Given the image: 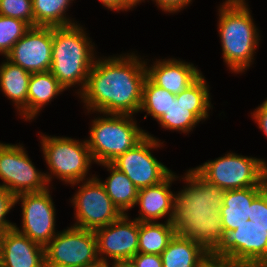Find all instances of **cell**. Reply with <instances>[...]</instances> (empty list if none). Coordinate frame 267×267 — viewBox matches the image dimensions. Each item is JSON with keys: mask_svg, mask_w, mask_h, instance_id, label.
I'll list each match as a JSON object with an SVG mask.
<instances>
[{"mask_svg": "<svg viewBox=\"0 0 267 267\" xmlns=\"http://www.w3.org/2000/svg\"><path fill=\"white\" fill-rule=\"evenodd\" d=\"M142 59L133 52L96 58L85 88L78 95L87 113L132 116L139 113L147 77Z\"/></svg>", "mask_w": 267, "mask_h": 267, "instance_id": "1", "label": "cell"}, {"mask_svg": "<svg viewBox=\"0 0 267 267\" xmlns=\"http://www.w3.org/2000/svg\"><path fill=\"white\" fill-rule=\"evenodd\" d=\"M186 184L174 198L171 224L175 233L211 253L223 237L220 209L225 191L207 182L193 168L181 177Z\"/></svg>", "mask_w": 267, "mask_h": 267, "instance_id": "2", "label": "cell"}, {"mask_svg": "<svg viewBox=\"0 0 267 267\" xmlns=\"http://www.w3.org/2000/svg\"><path fill=\"white\" fill-rule=\"evenodd\" d=\"M211 254L242 267H267V186L243 209L241 224L225 231Z\"/></svg>", "mask_w": 267, "mask_h": 267, "instance_id": "3", "label": "cell"}, {"mask_svg": "<svg viewBox=\"0 0 267 267\" xmlns=\"http://www.w3.org/2000/svg\"><path fill=\"white\" fill-rule=\"evenodd\" d=\"M219 7L218 32L222 55L232 73H243L254 62L259 30L245 0H225Z\"/></svg>", "mask_w": 267, "mask_h": 267, "instance_id": "4", "label": "cell"}, {"mask_svg": "<svg viewBox=\"0 0 267 267\" xmlns=\"http://www.w3.org/2000/svg\"><path fill=\"white\" fill-rule=\"evenodd\" d=\"M80 24L53 27L52 65L50 72L66 89L80 86L84 90L88 74L94 65L95 47Z\"/></svg>", "mask_w": 267, "mask_h": 267, "instance_id": "5", "label": "cell"}, {"mask_svg": "<svg viewBox=\"0 0 267 267\" xmlns=\"http://www.w3.org/2000/svg\"><path fill=\"white\" fill-rule=\"evenodd\" d=\"M102 114L91 121L86 139L93 161L99 165L111 163L147 135L132 115Z\"/></svg>", "mask_w": 267, "mask_h": 267, "instance_id": "6", "label": "cell"}, {"mask_svg": "<svg viewBox=\"0 0 267 267\" xmlns=\"http://www.w3.org/2000/svg\"><path fill=\"white\" fill-rule=\"evenodd\" d=\"M40 143L43 158L50 170V173H45L48 184H51L54 177L70 185L95 177V174L88 177L91 164L95 162L86 140L41 133Z\"/></svg>", "mask_w": 267, "mask_h": 267, "instance_id": "7", "label": "cell"}, {"mask_svg": "<svg viewBox=\"0 0 267 267\" xmlns=\"http://www.w3.org/2000/svg\"><path fill=\"white\" fill-rule=\"evenodd\" d=\"M207 182L224 191L267 186V161L228 152L193 168Z\"/></svg>", "mask_w": 267, "mask_h": 267, "instance_id": "8", "label": "cell"}, {"mask_svg": "<svg viewBox=\"0 0 267 267\" xmlns=\"http://www.w3.org/2000/svg\"><path fill=\"white\" fill-rule=\"evenodd\" d=\"M100 262L92 230L67 227L45 246V267H90Z\"/></svg>", "mask_w": 267, "mask_h": 267, "instance_id": "9", "label": "cell"}, {"mask_svg": "<svg viewBox=\"0 0 267 267\" xmlns=\"http://www.w3.org/2000/svg\"><path fill=\"white\" fill-rule=\"evenodd\" d=\"M209 85L201 74L190 86L176 95L175 101L171 102L157 123L165 130L190 133L200 121L209 118L211 104Z\"/></svg>", "mask_w": 267, "mask_h": 267, "instance_id": "10", "label": "cell"}, {"mask_svg": "<svg viewBox=\"0 0 267 267\" xmlns=\"http://www.w3.org/2000/svg\"><path fill=\"white\" fill-rule=\"evenodd\" d=\"M79 185L72 199L74 206L75 223L72 226L95 231L118 220L123 214L111 201L104 186L95 177L73 183Z\"/></svg>", "mask_w": 267, "mask_h": 267, "instance_id": "11", "label": "cell"}, {"mask_svg": "<svg viewBox=\"0 0 267 267\" xmlns=\"http://www.w3.org/2000/svg\"><path fill=\"white\" fill-rule=\"evenodd\" d=\"M22 145L0 142V180L3 181L0 186L14 196L42 192L50 187L45 173L36 169Z\"/></svg>", "mask_w": 267, "mask_h": 267, "instance_id": "12", "label": "cell"}, {"mask_svg": "<svg viewBox=\"0 0 267 267\" xmlns=\"http://www.w3.org/2000/svg\"><path fill=\"white\" fill-rule=\"evenodd\" d=\"M162 144L147 132L138 144L118 156L111 164L125 173L138 189L157 185L173 172L152 154V149L157 150Z\"/></svg>", "mask_w": 267, "mask_h": 267, "instance_id": "13", "label": "cell"}, {"mask_svg": "<svg viewBox=\"0 0 267 267\" xmlns=\"http://www.w3.org/2000/svg\"><path fill=\"white\" fill-rule=\"evenodd\" d=\"M20 202L22 227L19 229L15 224L14 228L45 247L58 233L55 230L56 209L50 188L42 192L18 194L15 196V205Z\"/></svg>", "mask_w": 267, "mask_h": 267, "instance_id": "14", "label": "cell"}, {"mask_svg": "<svg viewBox=\"0 0 267 267\" xmlns=\"http://www.w3.org/2000/svg\"><path fill=\"white\" fill-rule=\"evenodd\" d=\"M123 214L118 220L95 230L101 262L127 263L138 253L139 221ZM108 257V258H107Z\"/></svg>", "mask_w": 267, "mask_h": 267, "instance_id": "15", "label": "cell"}, {"mask_svg": "<svg viewBox=\"0 0 267 267\" xmlns=\"http://www.w3.org/2000/svg\"><path fill=\"white\" fill-rule=\"evenodd\" d=\"M52 45L53 27H31L5 58L31 74L50 71Z\"/></svg>", "mask_w": 267, "mask_h": 267, "instance_id": "16", "label": "cell"}, {"mask_svg": "<svg viewBox=\"0 0 267 267\" xmlns=\"http://www.w3.org/2000/svg\"><path fill=\"white\" fill-rule=\"evenodd\" d=\"M146 60L148 59H145L147 77L155 85L175 95L181 93L202 74L193 63L181 59H156L151 66Z\"/></svg>", "mask_w": 267, "mask_h": 267, "instance_id": "17", "label": "cell"}, {"mask_svg": "<svg viewBox=\"0 0 267 267\" xmlns=\"http://www.w3.org/2000/svg\"><path fill=\"white\" fill-rule=\"evenodd\" d=\"M179 177L172 172L161 183L138 190L135 206H139V216L134 218L139 222H157L166 216L168 222L173 217L175 192L171 191L172 183Z\"/></svg>", "mask_w": 267, "mask_h": 267, "instance_id": "18", "label": "cell"}, {"mask_svg": "<svg viewBox=\"0 0 267 267\" xmlns=\"http://www.w3.org/2000/svg\"><path fill=\"white\" fill-rule=\"evenodd\" d=\"M0 267H45V247L15 228L6 230Z\"/></svg>", "mask_w": 267, "mask_h": 267, "instance_id": "19", "label": "cell"}, {"mask_svg": "<svg viewBox=\"0 0 267 267\" xmlns=\"http://www.w3.org/2000/svg\"><path fill=\"white\" fill-rule=\"evenodd\" d=\"M31 73L5 59L0 65V89L12 100L17 114L28 121V86Z\"/></svg>", "mask_w": 267, "mask_h": 267, "instance_id": "20", "label": "cell"}, {"mask_svg": "<svg viewBox=\"0 0 267 267\" xmlns=\"http://www.w3.org/2000/svg\"><path fill=\"white\" fill-rule=\"evenodd\" d=\"M208 254L201 244L175 234L161 253L162 267H198Z\"/></svg>", "mask_w": 267, "mask_h": 267, "instance_id": "21", "label": "cell"}, {"mask_svg": "<svg viewBox=\"0 0 267 267\" xmlns=\"http://www.w3.org/2000/svg\"><path fill=\"white\" fill-rule=\"evenodd\" d=\"M63 91L65 88L50 71L32 73L28 86V121L34 120L42 108Z\"/></svg>", "mask_w": 267, "mask_h": 267, "instance_id": "22", "label": "cell"}, {"mask_svg": "<svg viewBox=\"0 0 267 267\" xmlns=\"http://www.w3.org/2000/svg\"><path fill=\"white\" fill-rule=\"evenodd\" d=\"M100 165L107 168L110 175L105 181L98 178V176L96 178L104 186L107 195L120 212L122 214H128V210L135 207L139 189L125 173L118 170L111 163Z\"/></svg>", "mask_w": 267, "mask_h": 267, "instance_id": "23", "label": "cell"}, {"mask_svg": "<svg viewBox=\"0 0 267 267\" xmlns=\"http://www.w3.org/2000/svg\"><path fill=\"white\" fill-rule=\"evenodd\" d=\"M265 187H247L225 191L220 209L223 231L234 230L242 222L243 209L251 204L253 199Z\"/></svg>", "mask_w": 267, "mask_h": 267, "instance_id": "24", "label": "cell"}, {"mask_svg": "<svg viewBox=\"0 0 267 267\" xmlns=\"http://www.w3.org/2000/svg\"><path fill=\"white\" fill-rule=\"evenodd\" d=\"M139 222L138 252L161 255L174 237L171 222Z\"/></svg>", "mask_w": 267, "mask_h": 267, "instance_id": "25", "label": "cell"}, {"mask_svg": "<svg viewBox=\"0 0 267 267\" xmlns=\"http://www.w3.org/2000/svg\"><path fill=\"white\" fill-rule=\"evenodd\" d=\"M74 0H32L34 27H65L77 24L66 15Z\"/></svg>", "mask_w": 267, "mask_h": 267, "instance_id": "26", "label": "cell"}, {"mask_svg": "<svg viewBox=\"0 0 267 267\" xmlns=\"http://www.w3.org/2000/svg\"><path fill=\"white\" fill-rule=\"evenodd\" d=\"M175 98V94L155 85L146 77L143 84L142 103L139 112H146L145 119L147 115H150L157 121L164 114H167V110L171 102L175 101Z\"/></svg>", "mask_w": 267, "mask_h": 267, "instance_id": "27", "label": "cell"}, {"mask_svg": "<svg viewBox=\"0 0 267 267\" xmlns=\"http://www.w3.org/2000/svg\"><path fill=\"white\" fill-rule=\"evenodd\" d=\"M30 28L25 21L0 15V54L5 57Z\"/></svg>", "mask_w": 267, "mask_h": 267, "instance_id": "28", "label": "cell"}, {"mask_svg": "<svg viewBox=\"0 0 267 267\" xmlns=\"http://www.w3.org/2000/svg\"><path fill=\"white\" fill-rule=\"evenodd\" d=\"M0 15L25 21L34 27L32 0H0Z\"/></svg>", "mask_w": 267, "mask_h": 267, "instance_id": "29", "label": "cell"}, {"mask_svg": "<svg viewBox=\"0 0 267 267\" xmlns=\"http://www.w3.org/2000/svg\"><path fill=\"white\" fill-rule=\"evenodd\" d=\"M15 207V196L8 190L0 186V230L14 228L15 223L6 219L10 210Z\"/></svg>", "mask_w": 267, "mask_h": 267, "instance_id": "30", "label": "cell"}, {"mask_svg": "<svg viewBox=\"0 0 267 267\" xmlns=\"http://www.w3.org/2000/svg\"><path fill=\"white\" fill-rule=\"evenodd\" d=\"M131 267H162L161 255L138 252L128 262Z\"/></svg>", "mask_w": 267, "mask_h": 267, "instance_id": "31", "label": "cell"}, {"mask_svg": "<svg viewBox=\"0 0 267 267\" xmlns=\"http://www.w3.org/2000/svg\"><path fill=\"white\" fill-rule=\"evenodd\" d=\"M193 0H153L165 13H177L186 8Z\"/></svg>", "mask_w": 267, "mask_h": 267, "instance_id": "32", "label": "cell"}, {"mask_svg": "<svg viewBox=\"0 0 267 267\" xmlns=\"http://www.w3.org/2000/svg\"><path fill=\"white\" fill-rule=\"evenodd\" d=\"M198 267H242L230 259L221 256H213L211 253L199 264Z\"/></svg>", "mask_w": 267, "mask_h": 267, "instance_id": "33", "label": "cell"}, {"mask_svg": "<svg viewBox=\"0 0 267 267\" xmlns=\"http://www.w3.org/2000/svg\"><path fill=\"white\" fill-rule=\"evenodd\" d=\"M252 120L257 123L258 128L263 131L267 137V99L258 106L253 112H251Z\"/></svg>", "mask_w": 267, "mask_h": 267, "instance_id": "34", "label": "cell"}, {"mask_svg": "<svg viewBox=\"0 0 267 267\" xmlns=\"http://www.w3.org/2000/svg\"><path fill=\"white\" fill-rule=\"evenodd\" d=\"M106 9L110 11H122V0H98Z\"/></svg>", "mask_w": 267, "mask_h": 267, "instance_id": "35", "label": "cell"}, {"mask_svg": "<svg viewBox=\"0 0 267 267\" xmlns=\"http://www.w3.org/2000/svg\"><path fill=\"white\" fill-rule=\"evenodd\" d=\"M145 0H122V11H129L130 9L137 7L141 2Z\"/></svg>", "mask_w": 267, "mask_h": 267, "instance_id": "36", "label": "cell"}, {"mask_svg": "<svg viewBox=\"0 0 267 267\" xmlns=\"http://www.w3.org/2000/svg\"><path fill=\"white\" fill-rule=\"evenodd\" d=\"M5 231L6 230H0V264L2 261V254H3V248H4Z\"/></svg>", "mask_w": 267, "mask_h": 267, "instance_id": "37", "label": "cell"}, {"mask_svg": "<svg viewBox=\"0 0 267 267\" xmlns=\"http://www.w3.org/2000/svg\"><path fill=\"white\" fill-rule=\"evenodd\" d=\"M109 264L112 266H110ZM90 267H115V265L112 263L100 262V263L93 265V266H90Z\"/></svg>", "mask_w": 267, "mask_h": 267, "instance_id": "38", "label": "cell"}, {"mask_svg": "<svg viewBox=\"0 0 267 267\" xmlns=\"http://www.w3.org/2000/svg\"><path fill=\"white\" fill-rule=\"evenodd\" d=\"M115 267H131L128 263H119L116 264Z\"/></svg>", "mask_w": 267, "mask_h": 267, "instance_id": "39", "label": "cell"}]
</instances>
